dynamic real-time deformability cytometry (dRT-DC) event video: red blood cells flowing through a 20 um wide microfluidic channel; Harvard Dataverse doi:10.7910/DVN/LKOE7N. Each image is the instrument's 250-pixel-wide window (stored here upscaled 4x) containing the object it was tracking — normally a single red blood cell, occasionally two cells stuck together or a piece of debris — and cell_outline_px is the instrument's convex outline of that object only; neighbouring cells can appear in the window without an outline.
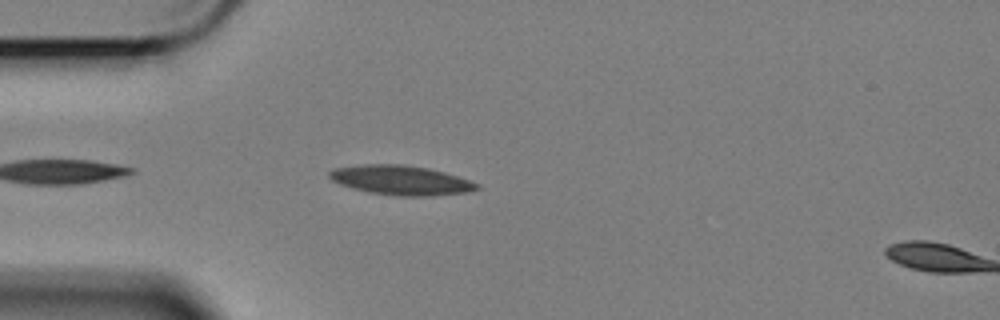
{"species": "Egyptian fruit bat (a non-hibernating species)", "species_latin": "Rousettus aegyptiacus", "temperature_condition": "cold", "stored_images_in_passage": 7, "camera_frame_rate_fps": 3000, "um_per_image_px": 0.085, "animal": {"sex": "female"}, "frame": {"image": 1, "passage_image": 5, "time_ms": 1.333, "image_size_px": [1000, 320], "cell_outline_px": [[480, 188], [464, 192], [432, 196], [400, 196], [368, 192], [352, 188], [340, 184], [332, 180], [328, 176], [328, 172], [332, 168], [364, 164], [404, 164], [428, 168], [444, 172], [480, 184]], "centroid_in_image_um": [34.03, 15.31], "position_along_channel_um": 51.0, "area_um2": 25.32}}